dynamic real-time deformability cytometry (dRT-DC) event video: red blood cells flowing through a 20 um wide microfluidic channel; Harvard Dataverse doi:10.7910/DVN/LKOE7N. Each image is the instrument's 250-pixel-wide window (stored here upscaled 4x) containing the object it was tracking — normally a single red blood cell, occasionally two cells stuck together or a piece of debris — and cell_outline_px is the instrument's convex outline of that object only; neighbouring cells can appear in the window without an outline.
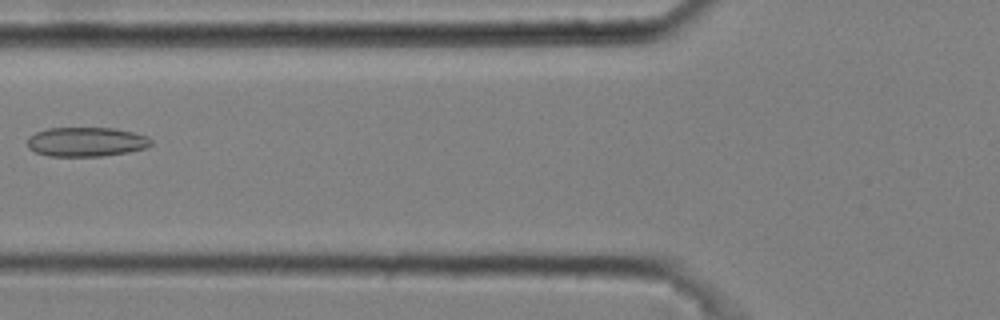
{"species": "common noctule bat (a hibernating species)", "species_latin": "Nyctalus noctula", "temperature_condition": "cold", "stored_images_in_passage": 6, "camera_frame_rate_fps": 3000, "um_per_image_px": 0.085, "animal": {"sex": "male", "body_mass_g": 20.4}, "frame": {"image": 1, "passage_image": 6, "time_ms": 1.667, "image_size_px": [1000, 320], "cell_outline_px": [[152, 144], [144, 148], [128, 152], [100, 156], [48, 156], [36, 152], [28, 148], [28, 136], [36, 132], [48, 128], [116, 128], [148, 136], [152, 140]], "centroid_in_image_um": [7.32, 12.05], "position_along_channel_um": 118.5, "area_um2": 21.15}}